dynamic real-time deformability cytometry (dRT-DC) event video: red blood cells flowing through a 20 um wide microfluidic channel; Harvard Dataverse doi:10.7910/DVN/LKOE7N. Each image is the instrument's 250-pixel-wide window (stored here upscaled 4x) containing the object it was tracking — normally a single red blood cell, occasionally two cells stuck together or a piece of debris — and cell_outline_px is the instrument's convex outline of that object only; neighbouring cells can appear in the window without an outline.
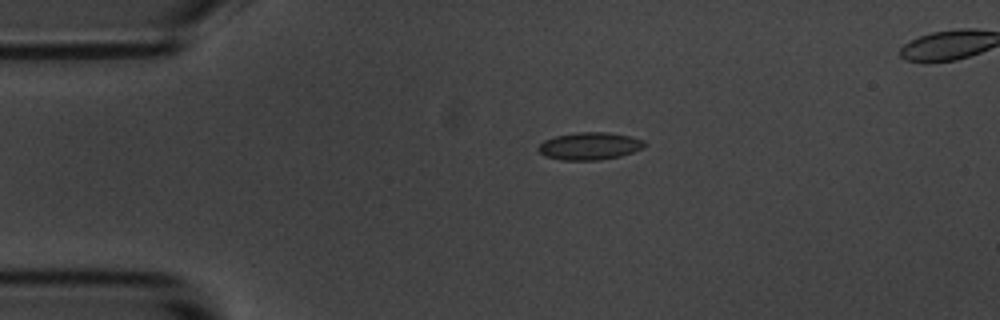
{"species": "common noctule bat (a hibernating species)", "species_latin": "Nyctalus noctula", "temperature_condition": "room temperature", "stored_images_in_passage": 3, "segment_of_instrument_passage": [1, 2], "camera_frame_rate_fps": 3000, "um_per_image_px": 0.085, "animal": {"sex": "male", "body_mass_g": 20.1, "forearm_length_mm": 53.5}, "frame": {"image": 1, "passage_image": 1, "time_ms": 0.0, "image_size_px": [1000, 320], "cell_outline_px": [[648, 144], [644, 148], [620, 156], [600, 160], [560, 160], [544, 156], [536, 148], [544, 140], [556, 136], [576, 132], [608, 132], [632, 136], [644, 140]], "centroid_in_image_um": [50.14, 12.41], "position_along_channel_um": 34.9, "area_um2": 17.22}}